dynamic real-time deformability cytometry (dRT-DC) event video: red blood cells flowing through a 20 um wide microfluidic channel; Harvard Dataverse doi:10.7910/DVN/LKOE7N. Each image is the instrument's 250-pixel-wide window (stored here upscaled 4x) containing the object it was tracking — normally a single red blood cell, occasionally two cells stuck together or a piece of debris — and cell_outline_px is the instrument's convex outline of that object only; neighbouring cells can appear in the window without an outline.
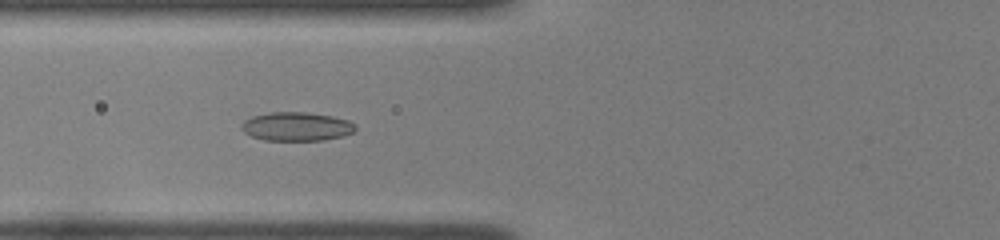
{"species": "common noctule bat (a hibernating species)", "species_latin": "Nyctalus noctula", "temperature_condition": "room temperature", "stored_images_in_passage": 54, "camera_frame_rate_fps": 3000, "um_per_image_px": 0.085, "animal": {"sex": "female", "body_mass_g": 22.0, "forearm_length_mm": 56.7}, "frame": {"image": 1, "passage_image": 24, "time_ms": 7.667, "image_size_px": [1000, 240], "cell_outline_px": [[356, 128], [352, 132], [344, 136], [324, 140], [264, 140], [252, 136], [244, 132], [240, 128], [240, 124], [244, 120], [252, 116], [268, 112], [308, 112], [332, 116], [348, 120], [356, 124]], "centroid_in_image_um": [25.19, 10.74], "position_along_channel_um": 100.6, "area_um2": 19.25}}
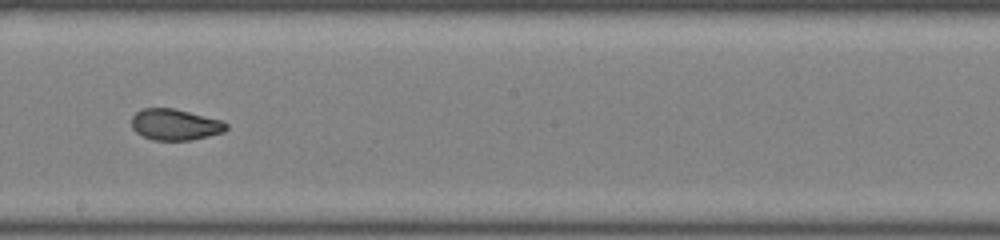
{"frame": {"image": 2, "passage_image": 34, "time_ms": 11.0, "image_size_px": [1000, 240], "cell_outline_px": [[228, 128], [224, 132], [192, 140], [152, 140], [136, 132], [132, 128], [132, 116], [136, 112], [144, 108], [172, 108], [224, 120], [228, 124]], "centroid_in_image_um": [14.91, 10.59], "position_along_channel_um": 233.3, "area_um2": 17.28}}
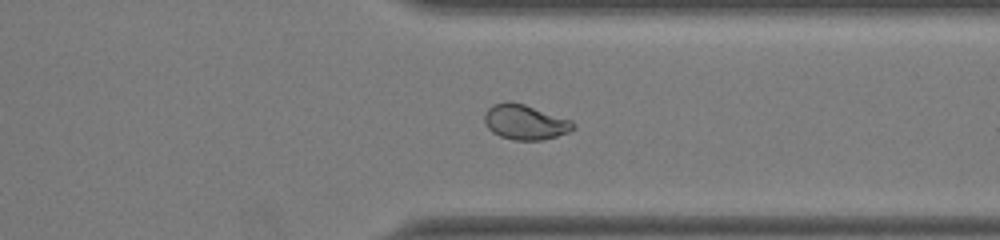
{"frame": {"image": 3, "passage_image": 44, "time_ms": 14.333, "image_size_px": [1000, 240], "cell_outline_px": [[576, 128], [568, 132], [544, 140], [512, 140], [500, 136], [492, 132], [484, 124], [484, 116], [488, 108], [492, 104], [508, 100], [524, 104], [572, 120], [576, 124]], "centroid_in_image_um": [44.62, 10.37], "position_along_channel_um": 366.8, "area_um2": 18.32}, "authors_computed_cell_mechanics": {"area_um2": 18.4093, "velocity_mm_per_s": 3.9824, "shape_relaxation_time_tau1_ms": null, "shape_relaxation_time_tau2_ms": 1.0595, "deformation_change_tau1": null, "deformation_change_tau2": 0.0511}}